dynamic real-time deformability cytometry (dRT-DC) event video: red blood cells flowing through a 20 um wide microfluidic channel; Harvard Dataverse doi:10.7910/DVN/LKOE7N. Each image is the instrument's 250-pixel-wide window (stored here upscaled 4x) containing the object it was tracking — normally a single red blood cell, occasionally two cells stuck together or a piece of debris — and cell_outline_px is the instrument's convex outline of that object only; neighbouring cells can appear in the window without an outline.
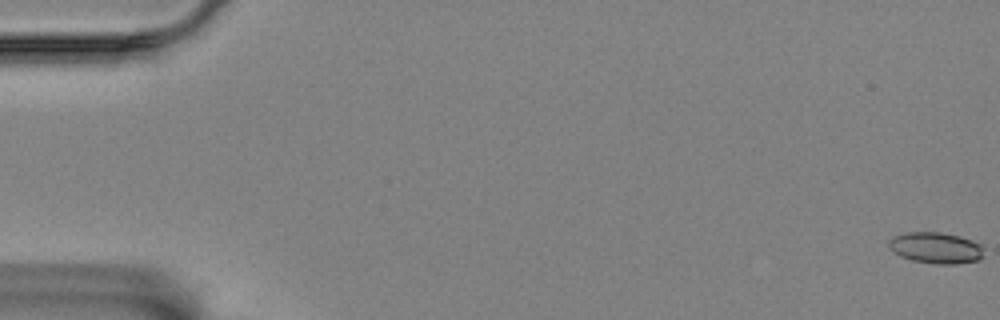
{"species": "Egyptian fruit bat (a non-hibernating species)", "species_latin": "Rousettus aegyptiacus", "temperature_condition": "room temperature", "stored_images_in_passage": 14, "camera_frame_rate_fps": 3000, "um_per_image_px": 0.085, "animal": {"sex": "female"}, "frame": {"image": 1, "passage_image": 1, "time_ms": 0.0, "image_size_px": [1000, 320], "cell_outline_px": [[984, 256], [980, 260], [956, 264], [936, 264], [912, 260], [900, 256], [888, 248], [888, 240], [892, 236], [904, 232], [940, 232], [960, 236], [972, 240], [980, 244], [984, 248]], "centroid_in_image_um": [79.55, 21.06], "position_along_channel_um": 5.5, "area_um2": 17.63}}
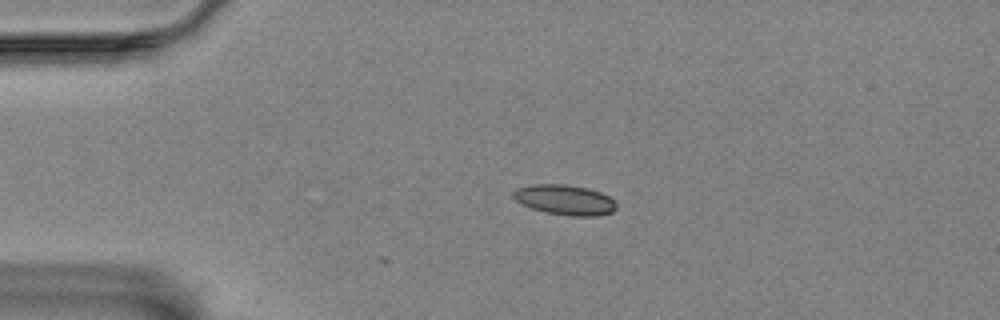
{"frame": {"image": 2, "passage_image": 14, "time_ms": 4.333, "image_size_px": [1000, 320], "cell_outline_px": [[616, 208], [612, 212], [596, 216], [568, 216], [548, 212], [532, 208], [516, 200], [512, 196], [512, 192], [516, 188], [532, 184], [564, 184], [588, 188], [600, 192], [616, 200]], "centroid_in_image_um": [48.03, 16.98], "position_along_channel_um": 37.0, "area_um2": 18.09}}